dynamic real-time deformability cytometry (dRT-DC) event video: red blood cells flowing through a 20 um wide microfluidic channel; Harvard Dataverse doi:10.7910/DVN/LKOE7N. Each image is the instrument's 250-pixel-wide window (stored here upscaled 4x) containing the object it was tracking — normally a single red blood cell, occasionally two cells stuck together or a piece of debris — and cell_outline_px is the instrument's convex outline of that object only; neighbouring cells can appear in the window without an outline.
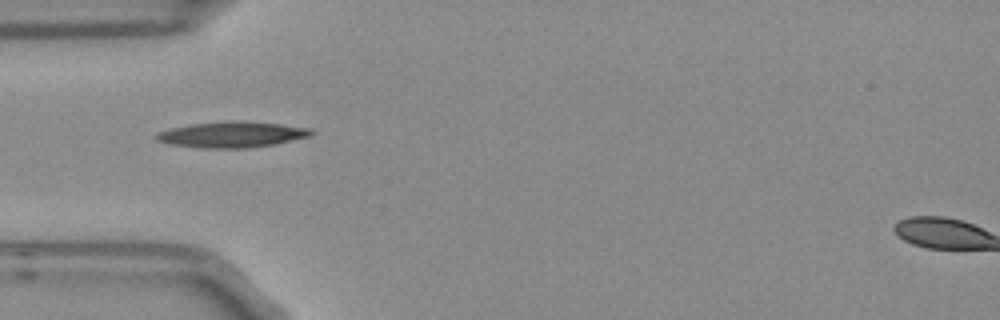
{"species": "Egyptian fruit bat (a non-hibernating species)", "species_latin": "Rousettus aegyptiacus", "temperature_condition": "room temperature", "stored_images_in_passage": 4, "camera_frame_rate_fps": 3000, "um_per_image_px": 0.085, "frame": {"image": 1, "passage_image": 1, "time_ms": 0.0, "image_size_px": [1000, 320], "cell_outline_px": [[312, 136], [272, 144], [248, 148], [204, 148], [172, 144], [156, 140], [156, 132], [188, 124], [228, 120], [240, 120], [280, 124], [308, 128], [312, 132]], "centroid_in_image_um": [19.68, 11.42], "position_along_channel_um": 65.3, "area_um2": 23.24}}